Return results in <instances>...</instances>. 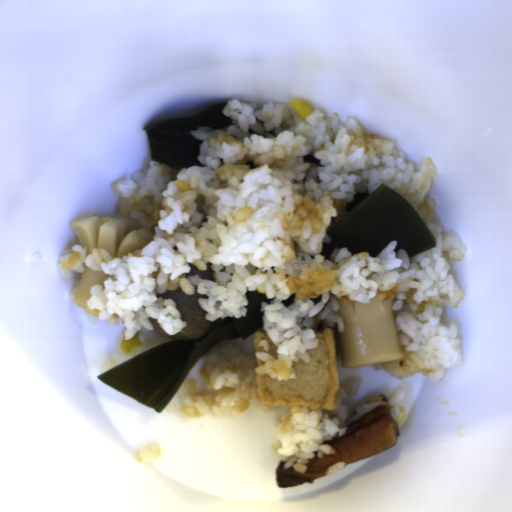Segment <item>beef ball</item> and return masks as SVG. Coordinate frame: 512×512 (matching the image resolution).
I'll use <instances>...</instances> for the list:
<instances>
[{"label":"beef ball","mask_w":512,"mask_h":512,"mask_svg":"<svg viewBox=\"0 0 512 512\" xmlns=\"http://www.w3.org/2000/svg\"><path fill=\"white\" fill-rule=\"evenodd\" d=\"M155 297L173 298L180 312V319L187 325L173 336H169L158 324L157 319L152 317L149 320L153 329L160 335L170 340L193 341L206 335L212 322L205 319L208 312H205L199 304L198 298L209 299V296L197 294V289L193 295H187L180 288L177 290H167L164 294H157Z\"/></svg>","instance_id":"beef-ball-1"}]
</instances>
